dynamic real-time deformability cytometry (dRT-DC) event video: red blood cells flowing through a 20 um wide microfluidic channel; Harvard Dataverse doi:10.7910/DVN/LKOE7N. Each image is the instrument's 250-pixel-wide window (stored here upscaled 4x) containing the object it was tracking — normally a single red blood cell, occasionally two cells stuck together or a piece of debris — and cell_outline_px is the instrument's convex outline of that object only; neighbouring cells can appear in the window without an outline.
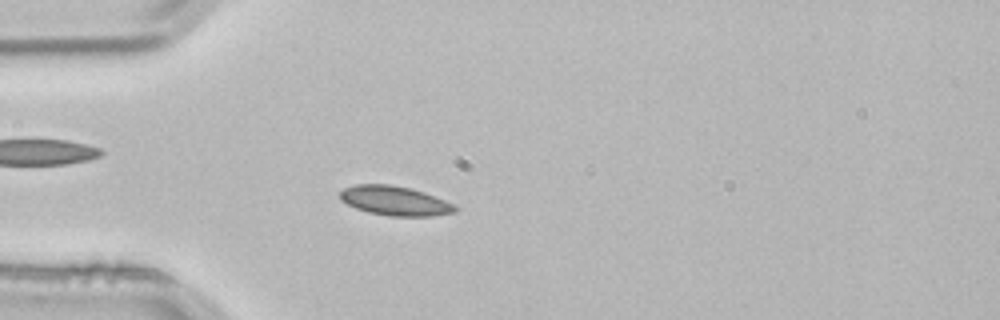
{"species": "common noctule bat (a hibernating species)", "species_latin": "Nyctalus noctula", "temperature_condition": "room temperature", "stored_images_in_passage": 3, "camera_frame_rate_fps": 3000, "um_per_image_px": 0.085, "animal": {"sex": "male", "body_mass_g": 21.5, "forearm_length_mm": 52.0}, "frame": {"image": 1, "passage_image": 3, "time_ms": 0.667, "image_size_px": [1000, 320], "cell_outline_px": [[456, 212], [432, 216], [388, 216], [368, 212], [356, 208], [340, 200], [340, 192], [344, 188], [356, 184], [388, 184], [408, 188], [424, 192], [444, 200], [452, 204], [456, 208]], "centroid_in_image_um": [33.53, 17.07], "position_along_channel_um": 51.5, "area_um2": 19.54}}